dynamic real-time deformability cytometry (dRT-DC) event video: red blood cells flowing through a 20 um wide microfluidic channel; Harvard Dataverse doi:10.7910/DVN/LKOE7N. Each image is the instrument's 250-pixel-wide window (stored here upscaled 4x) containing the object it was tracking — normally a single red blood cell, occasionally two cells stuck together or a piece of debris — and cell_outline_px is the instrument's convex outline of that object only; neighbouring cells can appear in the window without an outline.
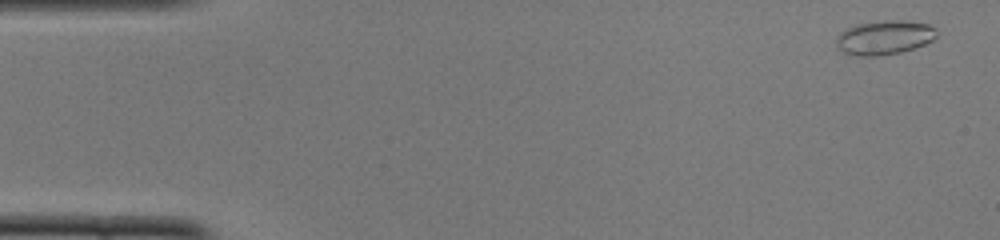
{"species": "common noctule bat (a hibernating species)", "species_latin": "Nyctalus noctula", "temperature_condition": "cold", "stored_images_in_passage": 50, "camera_frame_rate_fps": 3000, "um_per_image_px": 0.085, "animal": {"sex": "female", "body_mass_g": 22.0, "forearm_length_mm": 56.7}, "frame": {"image": 1, "passage_image": 2, "time_ms": 0.333, "image_size_px": [1000, 240], "cell_outline_px": [[936, 36], [932, 40], [924, 44], [900, 52], [876, 56], [856, 56], [844, 52], [836, 44], [836, 36], [844, 28], [856, 24], [884, 20], [904, 20], [928, 24], [936, 28]], "centroid_in_image_um": [75.14, 3.17], "position_along_channel_um": 9.9, "area_um2": 20.0}}
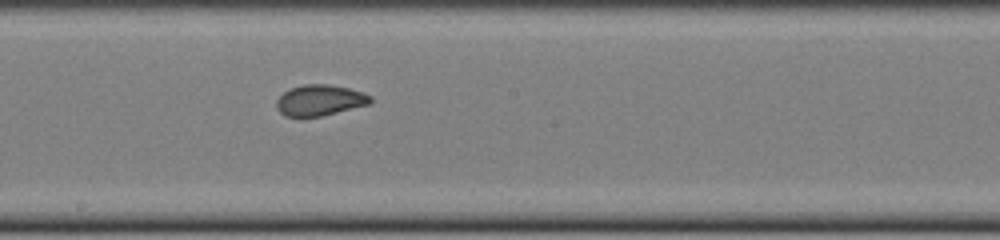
{"frame": {"image": 2, "passage_image": 27, "time_ms": 8.667, "image_size_px": [1000, 240], "cell_outline_px": [[372, 100], [368, 104], [320, 116], [284, 116], [276, 108], [276, 100], [284, 92], [292, 88], [304, 84], [328, 84], [348, 88], [372, 96]], "centroid_in_image_um": [27.15, 8.51], "position_along_channel_um": 221.0, "area_um2": 16.59}}
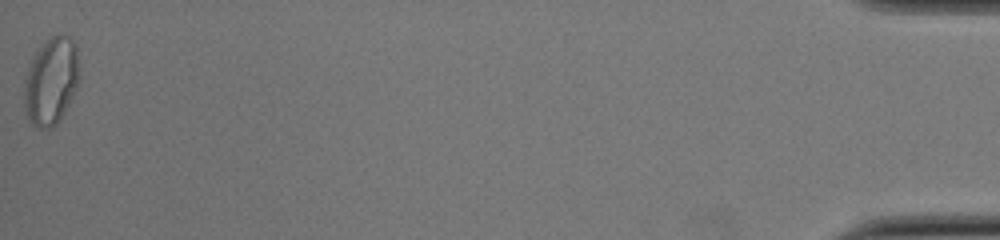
{"frame": {"image": 3, "passage_image": 50, "time_ms": 16.333, "image_size_px": [1000, 240], "cell_outline_px": [[80, 76], [76, 88], [64, 112], [56, 124], [48, 128], [40, 128], [32, 124], [28, 120], [24, 108], [24, 80], [32, 56], [52, 36], [60, 32], [72, 36], [76, 44], [80, 72]], "centroid_in_image_um": [4.36, 6.85], "position_along_channel_um": 430.8, "area_um2": 28.32}, "authors_computed_cell_mechanics": {"area_um2": 18.2648, "velocity_mm_per_s": 3.9982, "shape_relaxation_time_tau1_ms": 8.1901, "shape_relaxation_time_tau2_ms": 0.8581, "deformation_change_tau1": 0.1841, "deformation_change_tau2": 0.0517}}